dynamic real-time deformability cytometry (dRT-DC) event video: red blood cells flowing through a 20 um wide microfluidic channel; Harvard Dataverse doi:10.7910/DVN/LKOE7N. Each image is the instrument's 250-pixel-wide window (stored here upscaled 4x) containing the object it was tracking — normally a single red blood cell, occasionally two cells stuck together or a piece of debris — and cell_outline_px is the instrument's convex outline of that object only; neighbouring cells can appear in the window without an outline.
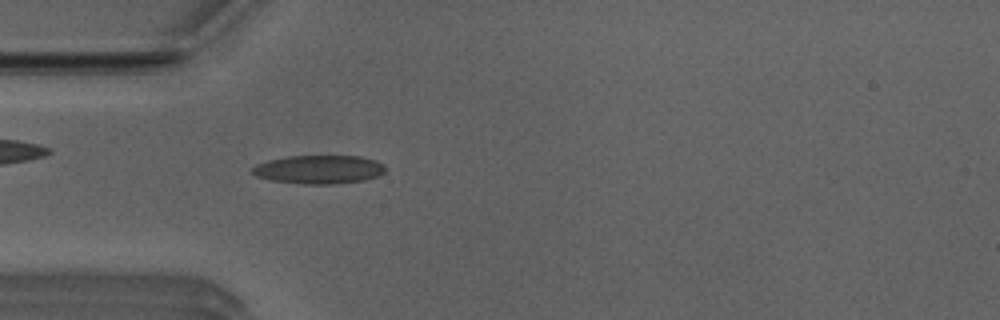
{"species": "Egyptian fruit bat (a non-hibernating species)", "species_latin": "Rousettus aegyptiacus", "temperature_condition": "room temperature", "stored_images_in_passage": 51, "camera_frame_rate_fps": 3000, "um_per_image_px": 0.085, "animal": {"sex": "male"}, "frame": {"image": 1, "passage_image": 14, "time_ms": 4.333, "image_size_px": [1000, 320], "cell_outline_px": [[384, 172], [376, 176], [364, 180], [332, 184], [304, 184], [268, 180], [256, 176], [248, 168], [256, 164], [268, 160], [288, 156], [360, 156], [376, 160], [384, 164]], "centroid_in_image_um": [27.06, 14.4], "position_along_channel_um": 57.9, "area_um2": 22.25}}
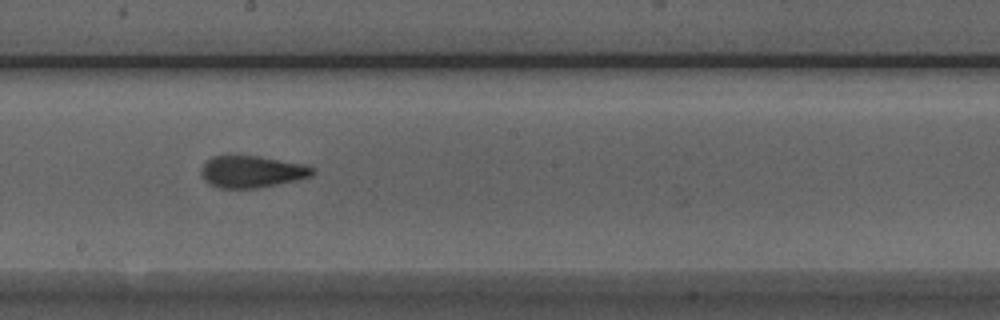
{"frame": {"image": 2, "passage_image": 27, "time_ms": 8.667, "image_size_px": [1000, 320], "cell_outline_px": [[316, 172], [312, 176], [296, 180], [256, 188], [220, 188], [208, 184], [200, 172], [204, 164], [212, 156], [256, 156], [304, 164], [316, 168]], "centroid_in_image_um": [21.43, 14.6], "position_along_channel_um": 226.8, "area_um2": 20.52}}
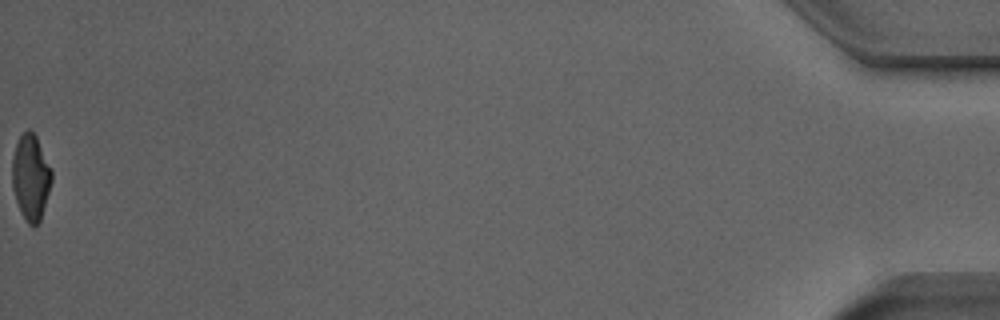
{"frame": {"image": 3, "passage_image": 51, "time_ms": 16.667, "image_size_px": [1000, 320], "cell_outline_px": [[52, 180], [40, 220], [36, 224], [28, 224], [20, 212], [12, 188], [12, 156], [16, 144], [20, 136], [28, 128], [36, 136], [52, 172]], "centroid_in_image_um": [2.59, 15.06], "position_along_channel_um": 432.6, "area_um2": 19.42}, "authors_computed_cell_mechanics": {"area_um2": 20.5768, "velocity_mm_per_s": 3.9457, "shape_relaxation_time_tau1_ms": 8.008, "shape_relaxation_time_tau2_ms": 1.4594, "deformation_change_tau1": 0.2107, "deformation_change_tau2": 0.0822}}